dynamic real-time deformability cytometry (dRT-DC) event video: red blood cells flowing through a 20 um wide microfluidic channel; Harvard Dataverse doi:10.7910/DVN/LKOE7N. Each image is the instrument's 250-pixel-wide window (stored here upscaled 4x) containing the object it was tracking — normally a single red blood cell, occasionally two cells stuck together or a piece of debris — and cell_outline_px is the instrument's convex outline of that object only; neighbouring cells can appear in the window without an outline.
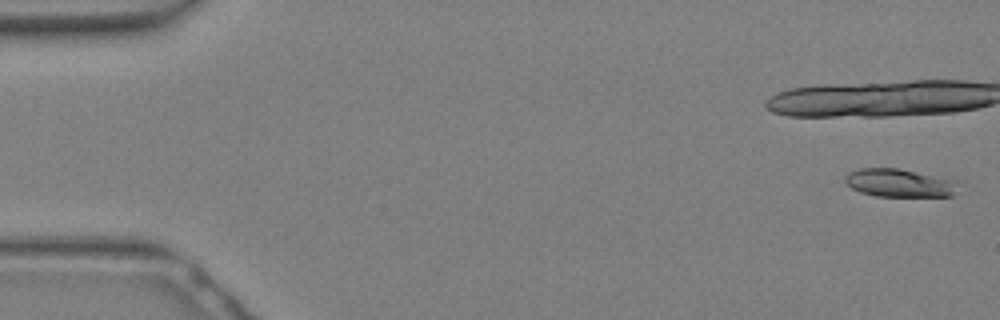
{"species": "Egyptian fruit bat (a non-hibernating species)", "species_latin": "Rousettus aegyptiacus", "temperature_condition": "warm", "stored_images_in_passage": 9, "camera_frame_rate_fps": 3000, "um_per_image_px": 0.085, "animal": {"sex": "female"}, "frame": {"image": 1, "passage_image": 1, "time_ms": 0.0, "image_size_px": [1000, 320], "cell_outline_px": [[960, 180], [956, 192], [952, 196], [876, 196], [860, 192], [852, 188], [844, 180], [844, 176], [848, 172], [860, 168], [900, 168], [952, 176]], "centroid_in_image_um": [76.59, 15.52], "position_along_channel_um": 8.4, "area_um2": 19.42}}